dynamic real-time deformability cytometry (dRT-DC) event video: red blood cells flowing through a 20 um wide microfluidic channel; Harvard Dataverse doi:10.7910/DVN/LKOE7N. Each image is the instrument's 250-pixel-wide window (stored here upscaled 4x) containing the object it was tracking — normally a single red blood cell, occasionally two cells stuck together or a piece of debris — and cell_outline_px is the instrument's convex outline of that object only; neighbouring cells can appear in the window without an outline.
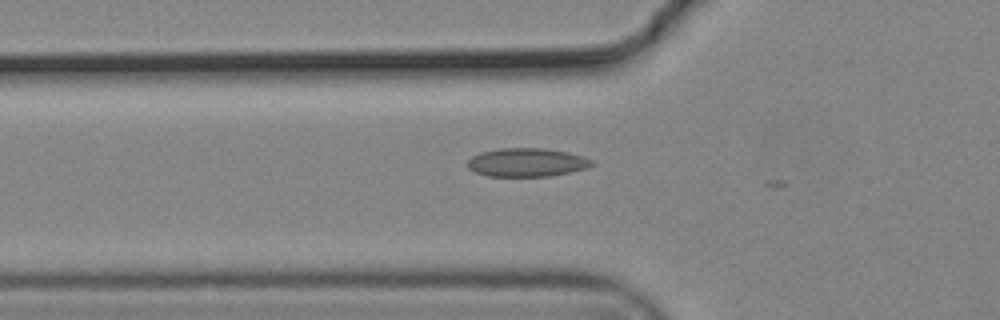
{"species": "common noctule bat (a hibernating species)", "species_latin": "Nyctalus noctula", "temperature_condition": "cold", "stored_images_in_passage": 3, "camera_frame_rate_fps": 3000, "um_per_image_px": 0.085, "animal": {"sex": "male", "body_mass_g": 19.2, "forearm_length_mm": 51.8}, "frame": {"image": 1, "passage_image": 2, "time_ms": 0.333, "image_size_px": [1000, 320], "cell_outline_px": [[596, 164], [588, 168], [548, 176], [488, 176], [476, 172], [468, 168], [468, 160], [472, 156], [480, 152], [500, 148], [544, 148], [568, 152], [584, 156], [592, 160]], "centroid_in_image_um": [44.8, 13.79], "position_along_channel_um": 81.0, "area_um2": 20.69}}